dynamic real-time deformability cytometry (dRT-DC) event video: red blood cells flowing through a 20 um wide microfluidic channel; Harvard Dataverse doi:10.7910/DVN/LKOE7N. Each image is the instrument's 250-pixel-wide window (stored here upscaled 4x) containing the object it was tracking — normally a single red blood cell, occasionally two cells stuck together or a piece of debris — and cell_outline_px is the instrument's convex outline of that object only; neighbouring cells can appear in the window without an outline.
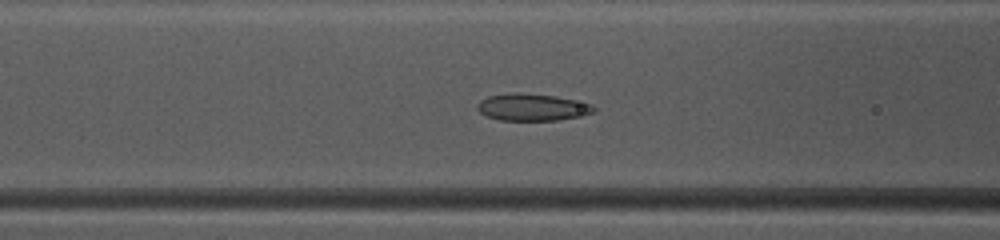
{"species": "common noctule bat (a hibernating species)", "species_latin": "Nyctalus noctula", "temperature_condition": "warm", "stored_images_in_passage": 37, "camera_frame_rate_fps": 3000, "um_per_image_px": 0.085, "animal": {"sex": "female", "body_mass_g": 10.0, "forearm_length_mm": 53.1}, "frame": {"image": 1, "passage_image": 8, "time_ms": 2.333, "image_size_px": [1000, 240], "cell_outline_px": [[596, 112], [580, 116], [556, 120], [500, 120], [488, 116], [480, 112], [476, 108], [476, 104], [480, 100], [488, 96], [512, 92], [520, 92], [552, 96], [592, 104], [596, 108]], "centroid_in_image_um": [45.21, 9.11], "position_along_channel_um": 121.4, "area_um2": 18.26}}
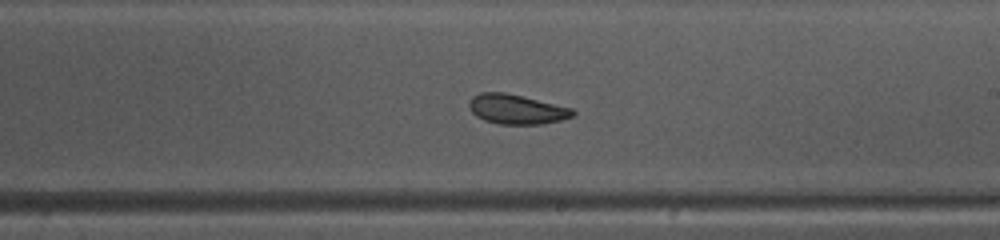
{"frame": {"image": 2, "passage_image": 17, "time_ms": 5.333, "image_size_px": [1000, 240], "cell_outline_px": [[576, 116], [560, 120], [540, 124], [500, 124], [484, 120], [476, 116], [472, 112], [468, 104], [472, 96], [480, 92], [504, 92], [572, 108], [576, 112]], "centroid_in_image_um": [43.9, 9.29], "position_along_channel_um": 245.1, "area_um2": 17.86}}
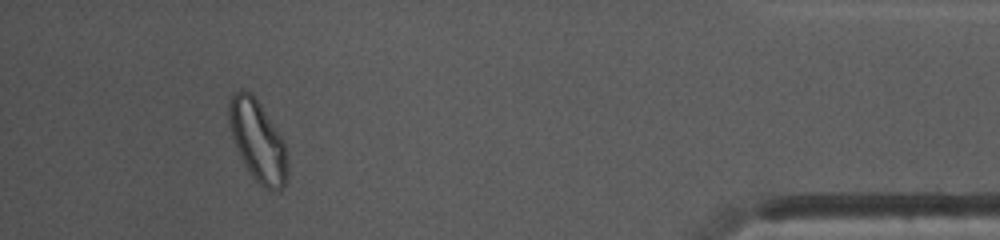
{"frame": {"image": 3, "passage_image": 33, "time_ms": 10.667, "image_size_px": [1000, 240], "cell_outline_px": [[288, 176], [284, 188], [280, 192], [272, 192], [264, 188], [252, 176], [244, 164], [236, 148], [232, 136], [228, 116], [228, 104], [232, 96], [240, 88], [252, 92], [260, 104], [280, 136], [284, 144], [288, 164]], "centroid_in_image_um": [21.91, 12.02], "position_along_channel_um": 413.3, "area_um2": 27.69}, "authors_computed_cell_mechanics": {"area_um2": 18.9584, "velocity_mm_per_s": 4.1191, "shape_relaxation_time_tau1_ms": 3.0052, "shape_relaxation_time_tau2_ms": 1.8119, "deformation_change_tau1": 0.0837, "deformation_change_tau2": 0.0641}}